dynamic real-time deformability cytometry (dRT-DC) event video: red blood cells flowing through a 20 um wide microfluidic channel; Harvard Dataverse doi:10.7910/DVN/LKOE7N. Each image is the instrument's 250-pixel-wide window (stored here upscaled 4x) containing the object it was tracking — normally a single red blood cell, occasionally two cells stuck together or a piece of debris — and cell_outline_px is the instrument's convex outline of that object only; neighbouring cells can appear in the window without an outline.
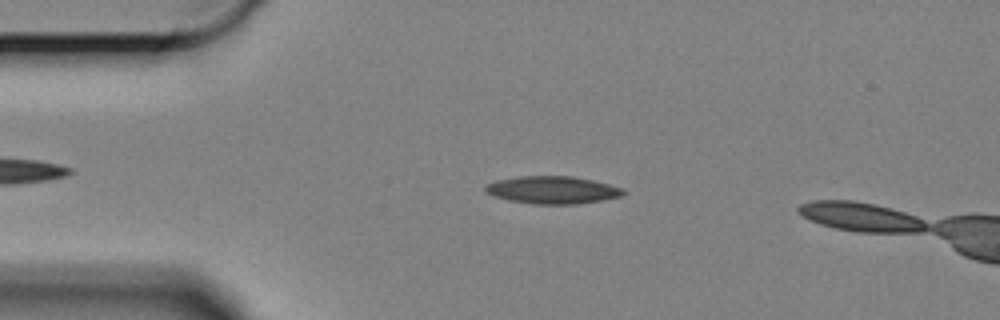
{"species": "Egyptian fruit bat (a non-hibernating species)", "species_latin": "Rousettus aegyptiacus", "temperature_condition": "cold", "stored_images_in_passage": 17, "camera_frame_rate_fps": 3000, "um_per_image_px": 0.085, "animal": {"sex": "female"}, "frame": {"image": 1, "passage_image": 12, "time_ms": 3.667, "image_size_px": [1000, 320], "cell_outline_px": [[624, 192], [620, 196], [604, 200], [576, 204], [532, 204], [508, 200], [484, 192], [484, 188], [488, 184], [496, 180], [520, 176], [572, 176], [592, 180], [624, 188]], "centroid_in_image_um": [46.95, 16.15], "position_along_channel_um": 38.0, "area_um2": 22.08}}